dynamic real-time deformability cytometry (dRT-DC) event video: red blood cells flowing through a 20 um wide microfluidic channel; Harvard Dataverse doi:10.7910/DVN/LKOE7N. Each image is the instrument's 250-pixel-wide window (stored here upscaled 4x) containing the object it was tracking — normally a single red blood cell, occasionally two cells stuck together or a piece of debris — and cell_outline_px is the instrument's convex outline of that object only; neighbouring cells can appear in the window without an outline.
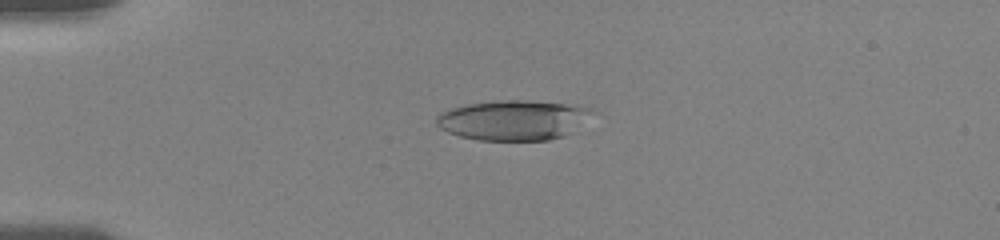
{"species": "human", "species_latin": "Homo sapiens", "temperature_condition": "room temperature", "stored_images_in_passage": 54, "camera_frame_rate_fps": 3000, "um_per_image_px": 0.085, "donor": {"sex": "female"}, "frame": {"image": 1, "passage_image": 14, "time_ms": 4.333, "image_size_px": [1000, 240], "cell_outline_px": [[580, 108], [564, 136], [548, 140], [476, 140], [460, 136], [448, 132], [440, 128], [436, 124], [436, 116], [440, 112], [448, 108], [464, 104], [496, 100], [528, 100], [564, 104]], "centroid_in_image_um": [43.19, 10.21], "position_along_channel_um": 41.8, "area_um2": 34.22}}
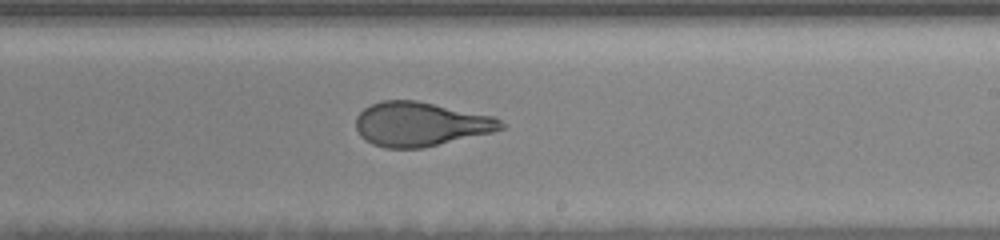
{"frame": {"image": 2, "passage_image": 32, "time_ms": 11.0, "image_size_px": [1000, 240], "cell_outline_px": [[508, 124], [504, 128], [492, 132], [420, 148], [384, 148], [372, 144], [364, 140], [360, 136], [356, 128], [356, 116], [364, 108], [380, 100], [416, 100], [492, 116]], "centroid_in_image_um": [35.7, 10.55], "position_along_channel_um": 253.3, "area_um2": 37.22}}
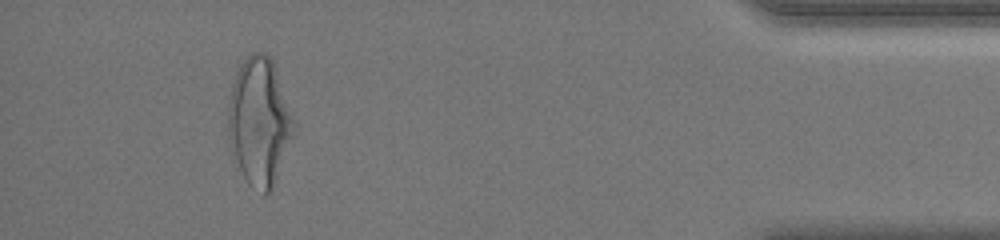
{"frame": {"image": 3, "passage_image": 49, "time_ms": 16.667, "image_size_px": [1000, 240], "cell_outline_px": [[296, 124], [272, 192], [264, 196], [248, 184], [240, 168], [228, 136], [228, 108], [232, 84], [236, 72], [240, 64], [252, 52], [264, 52], [272, 60], [296, 120]], "centroid_in_image_um": [22.06, 10.33], "position_along_channel_um": 413.1, "area_um2": 48.55}, "authors_computed_cell_mechanics": {"area_um2": 38.1191, "velocity_mm_per_s": 3.7107, "shape_relaxation_time_tau1_ms": 5.5579, "shape_relaxation_time_tau2_ms": 1.2222, "deformation_change_tau1": 0.2137, "deformation_change_tau2": 0.0874}}